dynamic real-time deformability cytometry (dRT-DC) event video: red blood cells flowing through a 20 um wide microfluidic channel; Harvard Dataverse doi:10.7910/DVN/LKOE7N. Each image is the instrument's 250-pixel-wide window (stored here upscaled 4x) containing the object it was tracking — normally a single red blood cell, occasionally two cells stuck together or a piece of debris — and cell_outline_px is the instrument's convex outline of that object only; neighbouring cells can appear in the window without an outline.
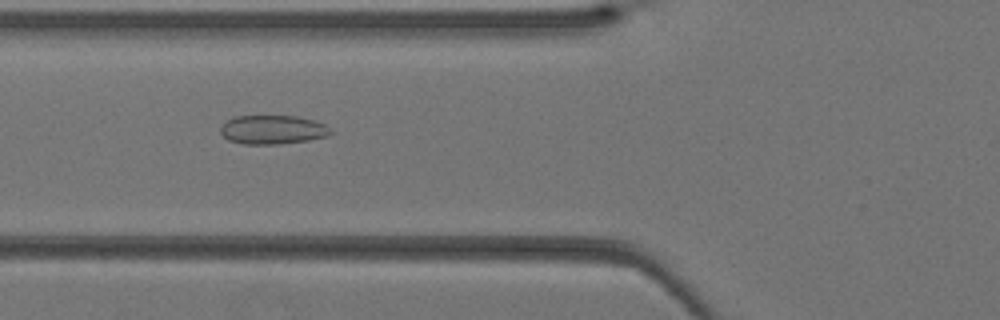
{"species": "Egyptian fruit bat (a non-hibernating species)", "species_latin": "Rousettus aegyptiacus", "temperature_condition": "warm", "stored_images_in_passage": 40, "camera_frame_rate_fps": 3000, "um_per_image_px": 0.085, "animal": {"sex": "female"}, "frame": {"image": 1, "passage_image": 15, "time_ms": 4.667, "image_size_px": [1000, 320], "cell_outline_px": [[332, 132], [328, 136], [308, 140], [280, 144], [240, 144], [228, 140], [220, 132], [220, 128], [228, 120], [236, 116], [296, 116], [316, 120], [324, 124]], "centroid_in_image_um": [23.18, 11.03], "position_along_channel_um": 102.6, "area_um2": 18.55}}
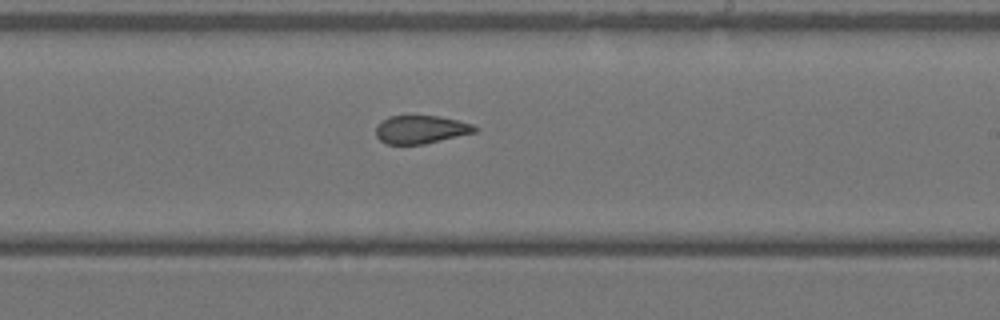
{"frame": {"image": 2, "passage_image": 24, "time_ms": 7.667, "image_size_px": [1000, 320], "cell_outline_px": [[480, 128], [476, 132], [424, 144], [384, 144], [376, 136], [376, 124], [380, 120], [388, 116], [440, 116], [472, 124]], "centroid_in_image_um": [35.74, 11.0], "position_along_channel_um": 253.3, "area_um2": 16.36}}
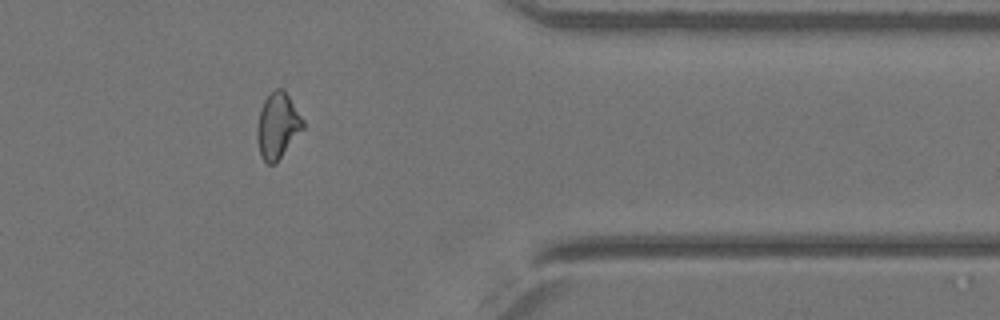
{"frame": {"image": 3, "passage_image": 33, "time_ms": 10.667, "image_size_px": [1000, 320], "cell_outline_px": [[304, 128], [276, 164], [268, 164], [260, 156], [256, 136], [256, 128], [260, 108], [264, 100], [276, 88], [284, 88], [304, 120]], "centroid_in_image_um": [23.59, 10.69], "position_along_channel_um": 387.8, "area_um2": 17.8}}